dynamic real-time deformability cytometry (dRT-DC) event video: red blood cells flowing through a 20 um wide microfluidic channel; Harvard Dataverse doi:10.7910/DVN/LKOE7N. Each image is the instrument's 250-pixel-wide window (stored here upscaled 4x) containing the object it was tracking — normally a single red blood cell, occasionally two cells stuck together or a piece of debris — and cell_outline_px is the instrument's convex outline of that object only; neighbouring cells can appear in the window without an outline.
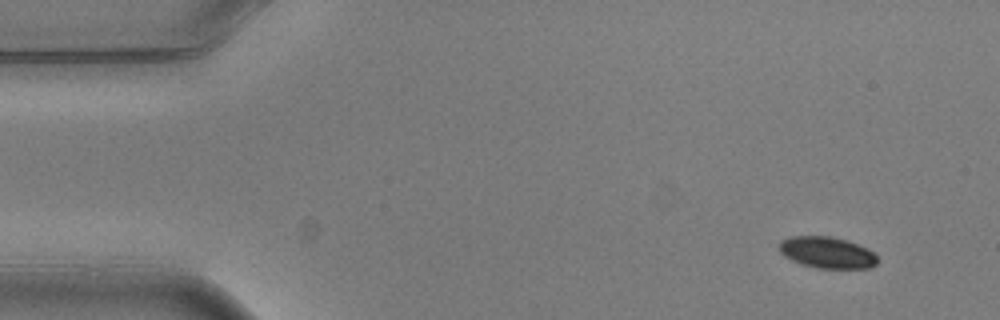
{"species": "common noctule bat (a hibernating species)", "species_latin": "Nyctalus noctula", "temperature_condition": "warm", "stored_images_in_passage": 4, "camera_frame_rate_fps": 3000, "um_per_image_px": 0.085, "animal": {"sex": "male", "body_mass_g": 20.5, "forearm_length_mm": 52.5}, "frame": {"image": 1, "passage_image": 1, "time_ms": 0.0, "image_size_px": [1000, 320], "cell_outline_px": [[880, 260], [876, 264], [868, 268], [816, 268], [800, 264], [784, 256], [780, 252], [780, 240], [788, 236], [832, 236], [848, 240], [868, 248], [876, 252]], "centroid_in_image_um": [70.34, 21.45], "position_along_channel_um": 14.7, "area_um2": 18.38}}
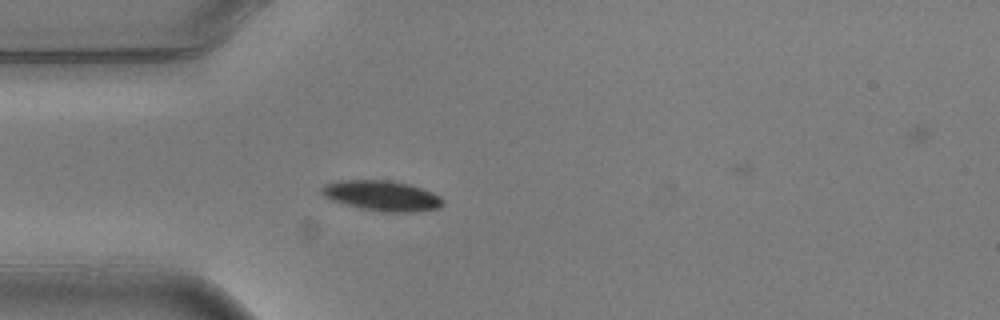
{"frame": {"image": 2, "passage_image": 4, "time_ms": 1.0, "image_size_px": [1000, 320], "cell_outline_px": [[444, 204], [440, 208], [412, 212], [388, 212], [360, 208], [332, 200], [324, 196], [320, 192], [320, 188], [324, 184], [340, 180], [388, 180], [408, 184], [432, 192], [440, 196], [444, 200]], "centroid_in_image_um": [32.46, 16.63], "position_along_channel_um": 52.5, "area_um2": 21.33}}